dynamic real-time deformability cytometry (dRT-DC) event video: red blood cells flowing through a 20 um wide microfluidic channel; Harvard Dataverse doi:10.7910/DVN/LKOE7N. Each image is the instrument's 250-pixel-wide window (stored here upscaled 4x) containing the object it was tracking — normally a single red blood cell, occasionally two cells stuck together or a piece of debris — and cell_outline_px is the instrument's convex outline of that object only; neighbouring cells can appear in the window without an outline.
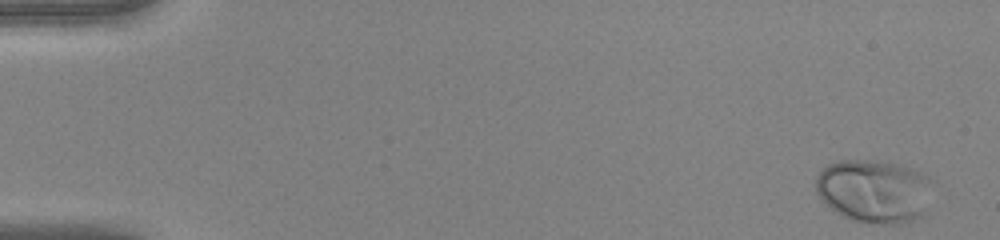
{"species": "human", "species_latin": "Homo sapiens", "temperature_condition": "warm", "stored_images_in_passage": 48, "camera_frame_rate_fps": 3000, "um_per_image_px": 0.085, "donor": {"sex": "female"}, "frame": {"image": 1, "passage_image": 1, "time_ms": 0.0, "image_size_px": [1000, 240], "cell_outline_px": [[936, 180], [924, 216], [900, 224], [880, 224], [852, 220], [844, 216], [820, 200], [816, 192], [816, 176], [828, 164], [840, 160], [876, 160], [900, 164], [916, 168]], "centroid_in_image_um": [74.38, 16.22], "position_along_channel_um": 10.6, "area_um2": 44.1}}
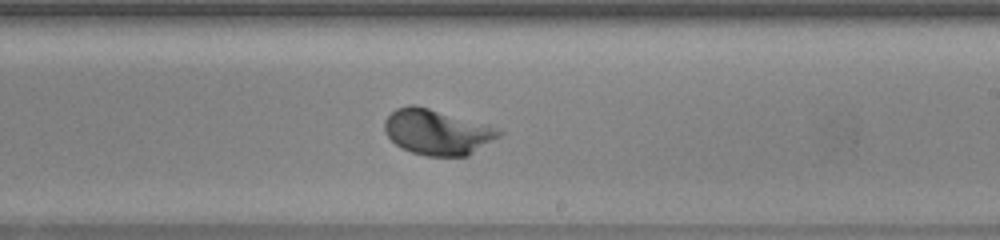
{"frame": {"image": 2, "passage_image": 29, "time_ms": 9.333, "image_size_px": [1000, 240], "cell_outline_px": [[504, 132], [500, 136], [468, 156], [428, 156], [412, 152], [400, 148], [384, 132], [384, 120], [396, 108], [408, 104], [416, 104], [488, 124]], "centroid_in_image_um": [37.15, 11.21], "position_along_channel_um": 251.8, "area_um2": 30.52}}
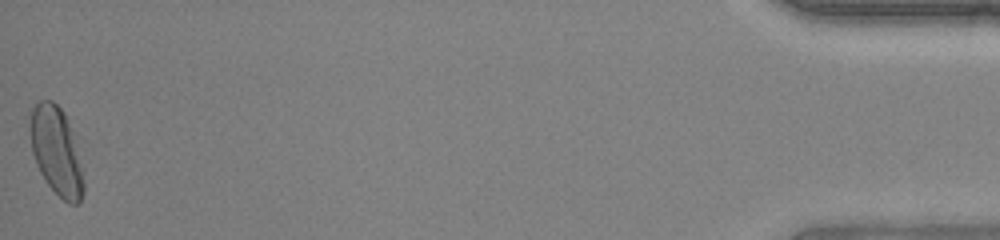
{"frame": {"image": 3, "passage_image": 48, "time_ms": 15.667, "image_size_px": [1000, 240], "cell_outline_px": [[84, 192], [80, 200], [76, 204], [68, 204], [48, 184], [40, 172], [36, 164], [32, 152], [28, 128], [28, 116], [32, 108], [40, 100], [52, 100], [64, 112], [72, 132], [84, 184]], "centroid_in_image_um": [4.73, 12.8], "position_along_channel_um": 430.5, "area_um2": 27.22}, "authors_computed_cell_mechanics": {"area_um2": 29.8248, "velocity_mm_per_s": 4.2374, "shape_relaxation_time_tau1_ms": 1.8747, "shape_relaxation_time_tau2_ms": null, "deformation_change_tau1": 0.1453, "deformation_change_tau2": null}}